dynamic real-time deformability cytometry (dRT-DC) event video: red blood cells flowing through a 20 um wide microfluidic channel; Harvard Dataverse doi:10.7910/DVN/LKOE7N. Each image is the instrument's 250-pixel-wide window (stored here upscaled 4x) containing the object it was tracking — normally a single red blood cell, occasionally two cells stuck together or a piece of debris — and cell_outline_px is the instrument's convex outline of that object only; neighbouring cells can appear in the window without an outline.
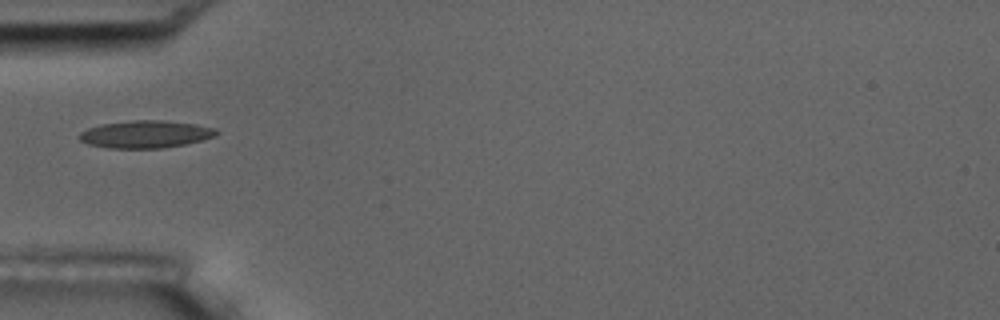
{"species": "common noctule bat (a hibernating species)", "species_latin": "Nyctalus noctula", "temperature_condition": "room temperature", "stored_images_in_passage": 1, "camera_frame_rate_fps": 3000, "um_per_image_px": 0.085, "animal": {"sex": "male", "body_mass_g": 17.5, "forearm_length_mm": 52.3}, "frame": {"image": 1, "passage_image": 1, "time_ms": 0.0, "image_size_px": [1000, 320], "cell_outline_px": [[220, 132], [216, 136], [184, 144], [164, 148], [108, 148], [88, 144], [80, 140], [76, 136], [80, 132], [88, 128], [100, 124], [132, 120], [164, 120], [196, 124], [216, 128]], "centroid_in_image_um": [12.36, 11.4], "position_along_channel_um": 72.6, "area_um2": 22.08}}